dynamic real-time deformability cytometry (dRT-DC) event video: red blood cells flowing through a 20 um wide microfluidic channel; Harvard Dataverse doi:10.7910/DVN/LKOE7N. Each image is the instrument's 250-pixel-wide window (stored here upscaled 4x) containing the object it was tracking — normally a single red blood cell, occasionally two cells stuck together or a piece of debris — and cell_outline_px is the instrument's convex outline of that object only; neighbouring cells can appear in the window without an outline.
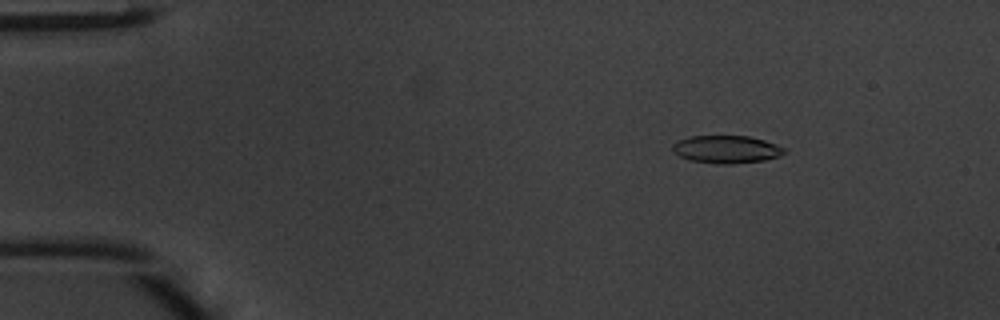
{"species": "common noctule bat (a hibernating species)", "species_latin": "Nyctalus noctula", "temperature_condition": "warm", "stored_images_in_passage": 45, "camera_frame_rate_fps": 3000, "um_per_image_px": 0.085, "animal": {"sex": "male", "body_mass_g": 20.1, "forearm_length_mm": 53.5}, "frame": {"image": 1, "passage_image": 4, "time_ms": 1.0, "image_size_px": [1000, 320], "cell_outline_px": [[784, 152], [780, 156], [764, 160], [732, 164], [716, 164], [688, 160], [680, 156], [672, 148], [672, 144], [676, 140], [688, 136], [748, 136], [764, 140], [784, 148]], "centroid_in_image_um": [61.7, 12.69], "position_along_channel_um": 23.3, "area_um2": 18.03}}
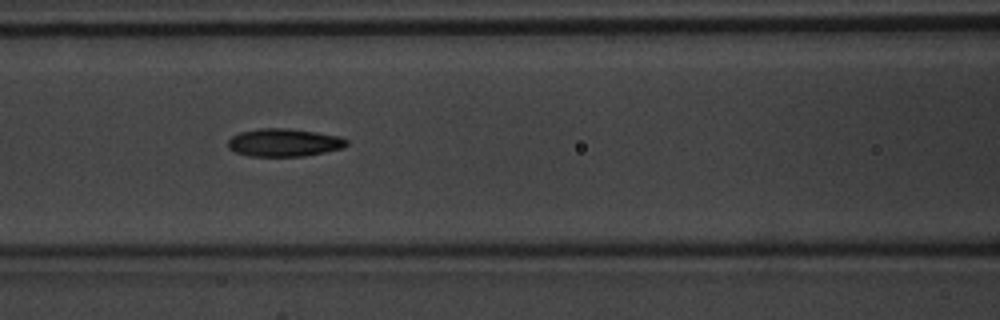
{"frame": {"image": 2, "passage_image": 18, "time_ms": 5.667, "image_size_px": [1000, 320], "cell_outline_px": [[348, 144], [344, 148], [304, 156], [248, 156], [236, 152], [228, 148], [228, 140], [232, 136], [240, 132], [260, 128], [288, 128], [316, 132], [340, 136], [348, 140]], "centroid_in_image_um": [24.15, 12.11], "position_along_channel_um": 142.4, "area_um2": 19.36}}
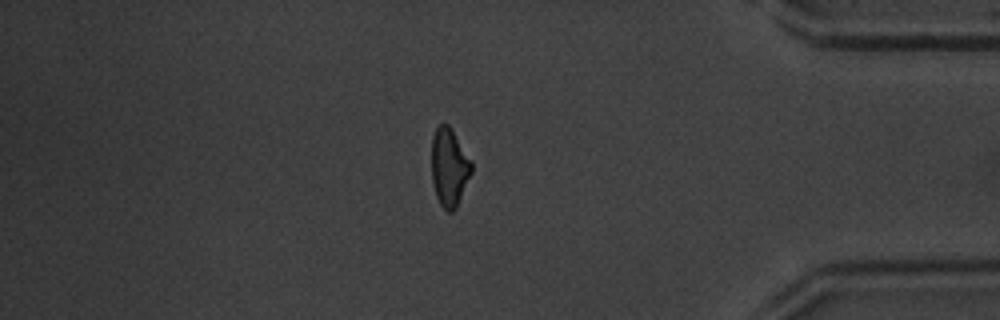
{"frame": {"image": 3, "passage_image": 38, "time_ms": 12.333, "image_size_px": [1000, 320], "cell_outline_px": [[472, 172], [456, 208], [452, 212], [448, 212], [440, 204], [436, 196], [432, 184], [432, 136], [436, 128], [440, 124], [448, 124], [472, 160]], "centroid_in_image_um": [38.19, 14.22], "position_along_channel_um": 397.0, "area_um2": 18.21}, "authors_computed_cell_mechanics": {"area_um2": 18.3804, "velocity_mm_per_s": 4.2547, "shape_relaxation_time_tau1_ms": 3.3587, "shape_relaxation_time_tau2_ms": 2.6711, "deformation_change_tau1": 0.1404, "deformation_change_tau2": 0.1001}}